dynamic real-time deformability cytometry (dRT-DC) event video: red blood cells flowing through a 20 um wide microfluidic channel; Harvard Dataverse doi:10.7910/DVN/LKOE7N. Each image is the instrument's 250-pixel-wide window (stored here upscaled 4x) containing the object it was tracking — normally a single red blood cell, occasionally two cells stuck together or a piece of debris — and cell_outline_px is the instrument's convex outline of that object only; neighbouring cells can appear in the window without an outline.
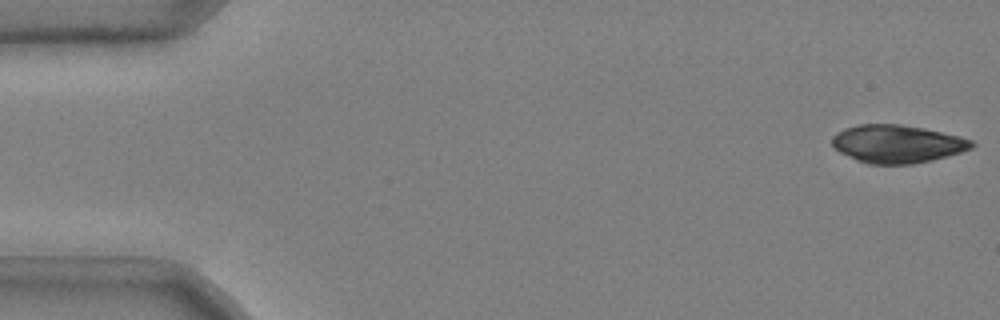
{"species": "common noctule bat (a hibernating species)", "species_latin": "Nyctalus noctula", "temperature_condition": "cold", "stored_images_in_passage": 49, "camera_frame_rate_fps": 3000, "um_per_image_px": 0.085, "animal": {"sex": "male", "body_mass_g": 20.4}, "frame": {"image": 1, "passage_image": 1, "time_ms": 0.0, "image_size_px": [1000, 320], "cell_outline_px": [[976, 144], [972, 148], [960, 152], [932, 160], [912, 164], [868, 164], [856, 160], [840, 152], [832, 144], [832, 136], [844, 128], [860, 124], [900, 124], [924, 128], [960, 136], [972, 140]], "centroid_in_image_um": [76.27, 12.23], "position_along_channel_um": 8.7, "area_um2": 30.87}}